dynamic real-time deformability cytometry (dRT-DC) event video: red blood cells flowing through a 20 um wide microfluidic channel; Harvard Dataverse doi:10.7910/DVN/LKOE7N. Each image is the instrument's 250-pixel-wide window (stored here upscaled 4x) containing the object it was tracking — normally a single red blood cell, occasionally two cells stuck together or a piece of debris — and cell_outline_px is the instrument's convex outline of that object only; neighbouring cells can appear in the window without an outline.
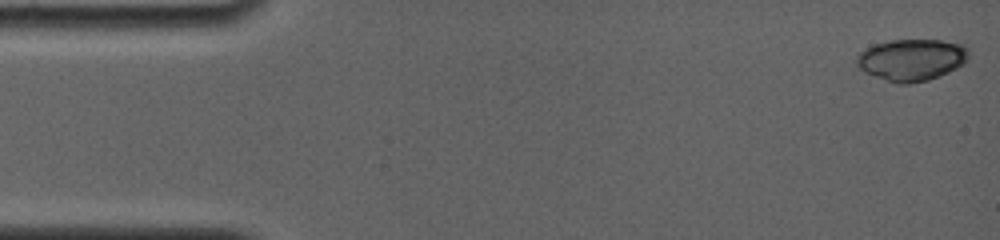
{"species": "common noctule bat (a hibernating species)", "species_latin": "Nyctalus noctula", "temperature_condition": "room temperature", "stored_images_in_passage": 11, "camera_frame_rate_fps": 4000, "um_per_image_px": 0.085, "animal": {"sex": "female", "body_mass_g": 19.0, "forearm_length_mm": 56.7}, "frame": {"image": 1, "passage_image": 1, "time_ms": 0.0, "image_size_px": [1000, 240], "cell_outline_px": [[968, 56], [956, 68], [948, 72], [928, 80], [908, 84], [896, 84], [876, 76], [860, 68], [856, 64], [856, 56], [860, 52], [876, 44], [892, 40], [940, 40], [964, 44], [968, 48]], "centroid_in_image_um": [77.49, 5.08], "position_along_channel_um": 7.5, "area_um2": 26.88}}
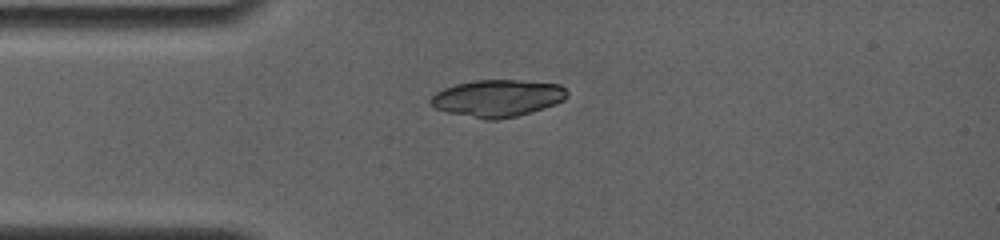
{"frame": {"image": 2, "passage_image": 10, "time_ms": 3.75, "image_size_px": [1000, 240], "cell_outline_px": [[568, 96], [564, 100], [556, 104], [544, 108], [516, 116], [496, 120], [484, 120], [448, 112], [436, 108], [428, 100], [436, 92], [444, 88], [456, 84], [472, 80], [516, 80], [560, 84], [568, 92]], "centroid_in_image_um": [42.29, 8.35], "position_along_channel_um": 42.7, "area_um2": 29.48}}